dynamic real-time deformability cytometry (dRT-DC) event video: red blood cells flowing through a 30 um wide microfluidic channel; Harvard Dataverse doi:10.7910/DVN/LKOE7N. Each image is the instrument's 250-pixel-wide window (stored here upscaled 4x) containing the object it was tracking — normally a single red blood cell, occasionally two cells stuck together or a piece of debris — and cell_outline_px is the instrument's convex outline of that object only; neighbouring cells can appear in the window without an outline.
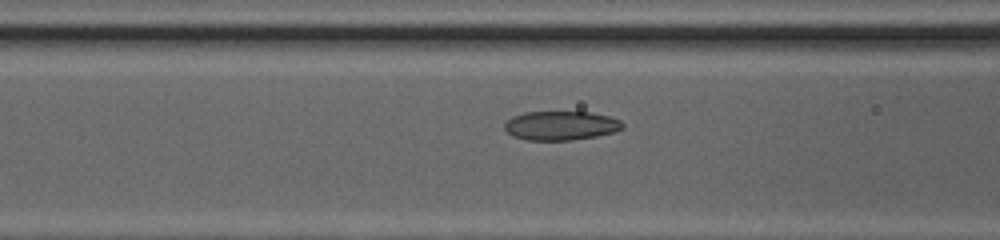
{"species": "common noctule bat (a hibernating species)", "species_latin": "Nyctalus noctula", "temperature_condition": "cold", "stored_images_in_passage": 44, "camera_frame_rate_fps": 3000, "um_per_image_px": 0.085, "animal": {"sex": "female", "body_mass_g": 20.0, "forearm_length_mm": 54.0}, "frame": {"image": 1, "passage_image": 16, "time_ms": 5.0, "image_size_px": [1000, 240], "cell_outline_px": [[624, 128], [616, 132], [596, 136], [572, 140], [528, 140], [512, 136], [504, 128], [504, 124], [512, 116], [524, 112], [592, 112], [608, 116], [620, 120], [624, 124]], "centroid_in_image_um": [47.69, 10.67], "position_along_channel_um": 118.9, "area_um2": 20.11}}
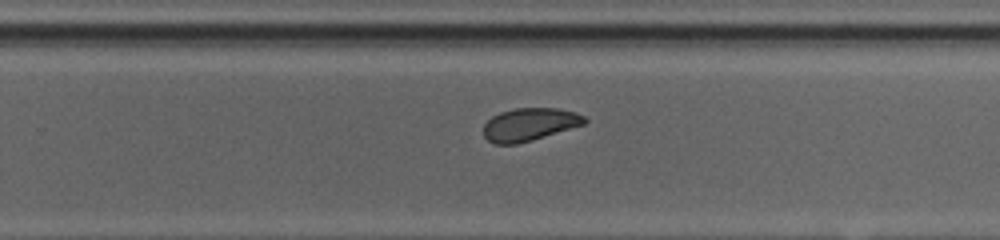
{"frame": {"image": 2, "passage_image": 28, "time_ms": 9.0, "image_size_px": [1000, 240], "cell_outline_px": [[588, 120], [584, 124], [532, 140], [516, 144], [496, 144], [488, 140], [484, 136], [484, 124], [492, 116], [500, 112], [516, 108], [560, 108], [576, 112], [584, 116]], "centroid_in_image_um": [45.01, 10.56], "position_along_channel_um": 284.8, "area_um2": 19.25}}
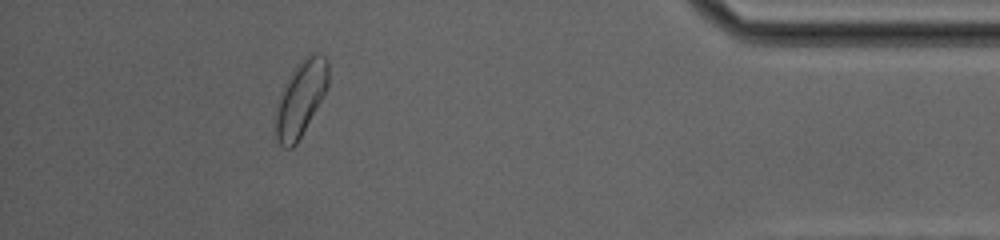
{"frame": {"image": 3, "passage_image": 40, "time_ms": 13.0, "image_size_px": [1000, 240], "cell_outline_px": [[328, 84], [324, 96], [296, 144], [292, 148], [284, 148], [276, 140], [276, 112], [284, 84], [296, 64], [300, 60], [312, 52], [316, 52], [324, 56], [328, 60]], "centroid_in_image_um": [25.58, 8.34], "position_along_channel_um": 409.6, "area_um2": 22.95}, "authors_computed_cell_mechanics": {"area_um2": 20.7502, "velocity_mm_per_s": 4.1523, "shape_relaxation_time_tau1_ms": 3.1029, "shape_relaxation_time_tau2_ms": 2.1626, "deformation_change_tau1": 0.1006, "deformation_change_tau2": 0.0589}}